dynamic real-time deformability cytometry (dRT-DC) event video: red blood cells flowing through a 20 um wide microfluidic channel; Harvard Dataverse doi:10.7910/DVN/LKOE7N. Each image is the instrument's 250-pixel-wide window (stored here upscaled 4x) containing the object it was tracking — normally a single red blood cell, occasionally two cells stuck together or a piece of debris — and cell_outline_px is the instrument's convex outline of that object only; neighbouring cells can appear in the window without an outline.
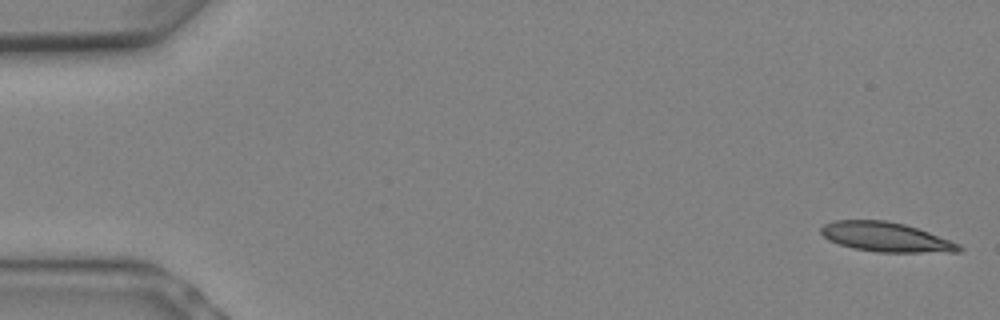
{"species": "Egyptian fruit bat (a non-hibernating species)", "species_latin": "Rousettus aegyptiacus", "temperature_condition": "warm", "stored_images_in_passage": 8, "camera_frame_rate_fps": 3000, "um_per_image_px": 0.085, "animal": {"sex": "female"}, "frame": {"image": 1, "passage_image": 1, "time_ms": 0.0, "image_size_px": [1000, 320], "cell_outline_px": [[964, 248], [960, 252], [876, 252], [852, 248], [828, 240], [820, 232], [820, 228], [824, 224], [836, 220], [884, 220], [904, 224], [928, 232], [960, 244]], "centroid_in_image_um": [75.3, 20.15], "position_along_channel_um": 9.7, "area_um2": 23.64}}
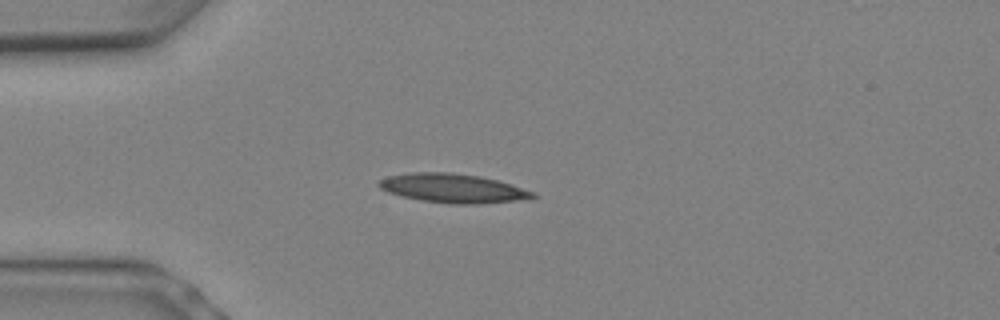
{"frame": {"image": 2, "passage_image": 6, "time_ms": 1.667, "image_size_px": [1000, 320], "cell_outline_px": [[540, 196], [532, 200], [480, 204], [448, 204], [424, 200], [404, 196], [388, 192], [380, 188], [376, 184], [380, 180], [388, 176], [412, 172], [452, 172], [480, 176], [512, 184], [536, 192]], "centroid_in_image_um": [38.63, 16.01], "position_along_channel_um": 46.4, "area_um2": 26.47}}
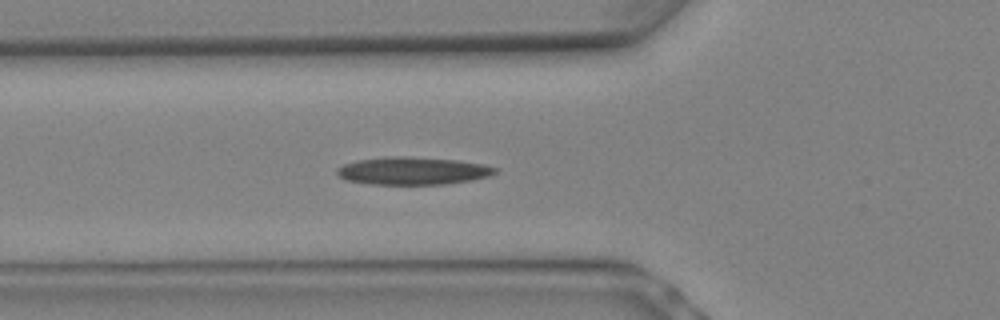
{"frame": {"image": 3, "passage_image": 8, "time_ms": 2.333, "image_size_px": [1000, 320], "cell_outline_px": [[496, 172], [488, 176], [472, 180], [444, 184], [372, 184], [344, 180], [336, 172], [336, 168], [344, 164], [356, 160], [388, 156], [412, 156], [456, 160], [484, 164], [496, 168]], "centroid_in_image_um": [35.05, 14.51], "position_along_channel_um": 90.8, "area_um2": 25.55}}